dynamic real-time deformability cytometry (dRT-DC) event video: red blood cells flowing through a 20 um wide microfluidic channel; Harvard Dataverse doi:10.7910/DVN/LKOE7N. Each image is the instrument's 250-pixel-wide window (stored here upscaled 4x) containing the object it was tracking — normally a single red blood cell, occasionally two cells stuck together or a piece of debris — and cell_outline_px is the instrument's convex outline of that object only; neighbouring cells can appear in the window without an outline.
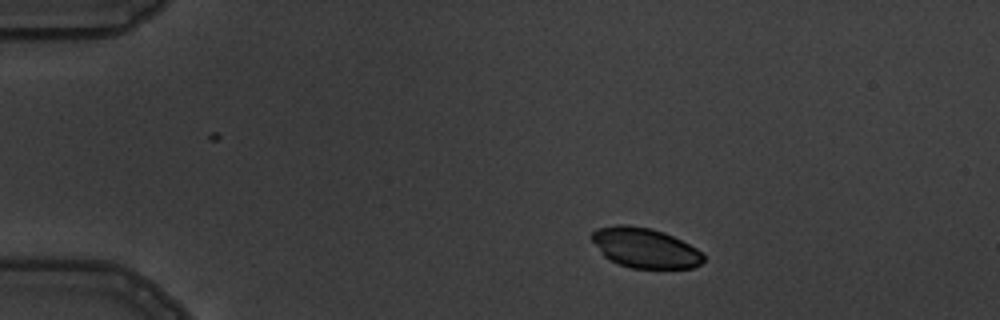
{"species": "common noctule bat (a hibernating species)", "species_latin": "Nyctalus noctula", "temperature_condition": "warm", "stored_images_in_passage": 4, "camera_frame_rate_fps": 3000, "um_per_image_px": 0.085, "animal": {"sex": "male", "body_mass_g": 19.5, "forearm_length_mm": 54.6}, "frame": {"image": 1, "passage_image": 2, "time_ms": 1.0, "image_size_px": [1000, 320], "cell_outline_px": [[704, 260], [700, 264], [692, 268], [632, 268], [620, 264], [604, 256], [600, 252], [588, 236], [596, 228], [616, 224], [624, 224], [652, 228], [664, 232], [696, 248], [704, 256]], "centroid_in_image_um": [54.77, 21.05], "position_along_channel_um": 30.2, "area_um2": 26.01}}